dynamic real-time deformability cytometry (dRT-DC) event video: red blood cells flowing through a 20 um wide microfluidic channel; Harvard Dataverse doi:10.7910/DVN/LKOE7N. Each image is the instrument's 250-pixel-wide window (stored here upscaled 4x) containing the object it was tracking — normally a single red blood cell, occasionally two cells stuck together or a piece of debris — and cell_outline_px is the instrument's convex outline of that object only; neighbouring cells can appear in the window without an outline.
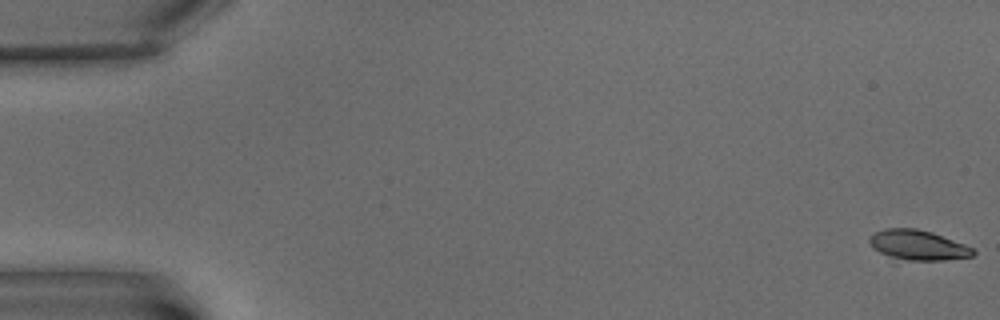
{"species": "common noctule bat (a hibernating species)", "species_latin": "Nyctalus noctula", "temperature_condition": "warm", "stored_images_in_passage": 4, "camera_frame_rate_fps": 3000, "um_per_image_px": 0.085, "animal": {"sex": "male", "body_mass_g": 15.6}, "frame": {"image": 1, "passage_image": 1, "time_ms": 0.0, "image_size_px": [1000, 320], "cell_outline_px": [[976, 252], [972, 256], [944, 260], [896, 264], [872, 248], [868, 240], [876, 232], [884, 228], [916, 228], [932, 232], [964, 244], [972, 248]], "centroid_in_image_um": [77.94, 20.91], "position_along_channel_um": 7.1, "area_um2": 19.13}}